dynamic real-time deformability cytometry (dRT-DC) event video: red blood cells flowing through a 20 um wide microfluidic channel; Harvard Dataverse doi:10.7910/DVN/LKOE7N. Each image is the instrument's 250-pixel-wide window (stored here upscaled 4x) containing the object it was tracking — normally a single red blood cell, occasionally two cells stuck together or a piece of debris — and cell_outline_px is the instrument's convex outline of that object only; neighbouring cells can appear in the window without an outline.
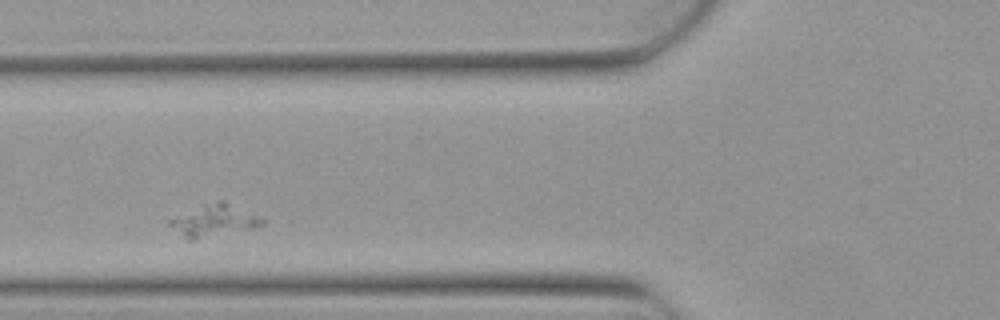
{"species": "Egyptian fruit bat (a non-hibernating species)", "species_latin": "Rousettus aegyptiacus", "temperature_condition": "warm", "stored_images_in_passage": 6, "camera_frame_rate_fps": 3000, "um_per_image_px": 0.085, "animal": {"sex": "female"}, "frame": {"image": 1, "passage_image": 2, "time_ms": 0.333, "image_size_px": [1000, 320], "cell_outline_px": [[264, 224], [252, 228], [192, 240], [184, 240], [168, 224], [168, 220], [204, 204], [220, 200], [256, 216], [264, 220]], "centroid_in_image_um": [18.1, 18.78], "position_along_channel_um": 107.7, "area_um2": 16.53}}
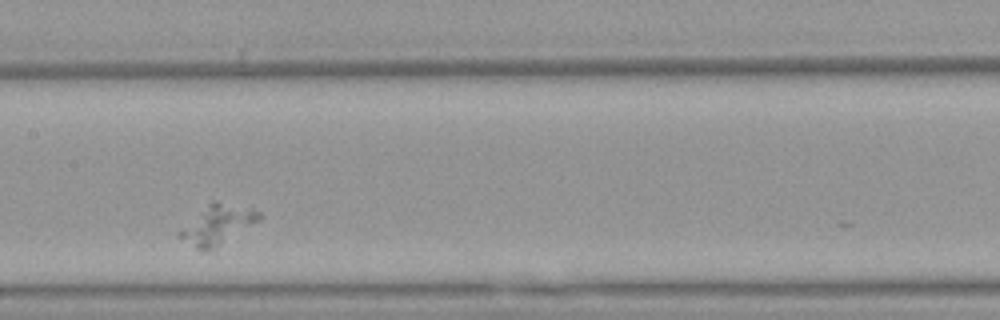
{"frame": {"image": 2, "passage_image": 4, "time_ms": 1.0, "image_size_px": [1000, 320], "cell_outline_px": [[260, 220], [216, 252], [204, 252], [196, 248], [176, 236], [176, 232], [212, 200], [216, 200], [252, 208], [260, 212]], "centroid_in_image_um": [18.5, 19.16], "position_along_channel_um": 188.9, "area_um2": 19.13}}
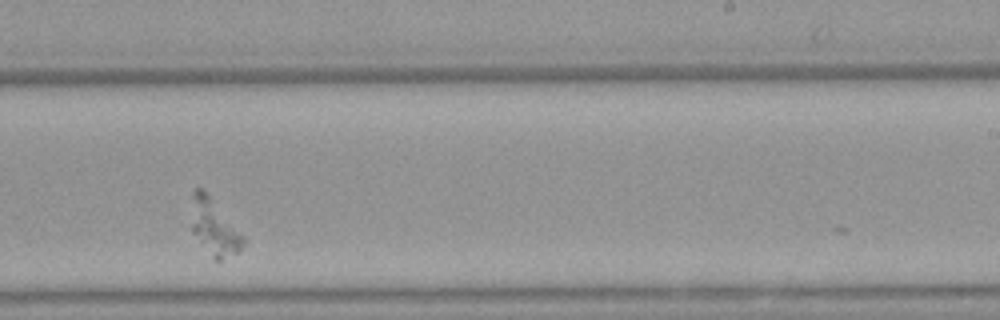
{"frame": {"image": 3, "passage_image": 6, "time_ms": 1.667, "image_size_px": [1000, 320], "cell_outline_px": [[244, 244], [236, 252], [220, 260], [216, 260], [212, 256], [192, 232], [192, 192], [196, 188], [200, 188], [208, 192], [244, 236]], "centroid_in_image_um": [18.2, 19.25], "position_along_channel_um": 270.8, "area_um2": 16.59}}